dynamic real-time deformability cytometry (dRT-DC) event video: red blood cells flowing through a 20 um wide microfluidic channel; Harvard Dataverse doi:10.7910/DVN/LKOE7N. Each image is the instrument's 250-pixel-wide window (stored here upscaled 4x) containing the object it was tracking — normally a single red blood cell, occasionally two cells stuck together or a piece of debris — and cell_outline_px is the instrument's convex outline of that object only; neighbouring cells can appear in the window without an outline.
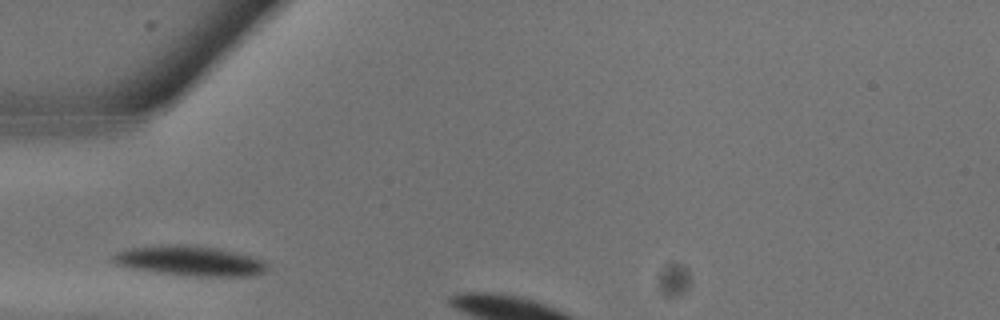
{"species": "common noctule bat (a hibernating species)", "species_latin": "Nyctalus noctula", "temperature_condition": "warm", "stored_images_in_passage": 4, "camera_frame_rate_fps": 3000, "um_per_image_px": 0.085, "animal": {"sex": "male", "body_mass_g": 13.3}, "frame": {"image": 1, "passage_image": 2, "time_ms": 0.333, "image_size_px": [1000, 320], "cell_outline_px": [[268, 268], [264, 272], [248, 276], [196, 276], [124, 268], [116, 264], [112, 260], [112, 256], [116, 252], [124, 248], [164, 244], [188, 244], [216, 248], [256, 256], [264, 260], [268, 264]], "centroid_in_image_um": [16.12, 22.15], "position_along_channel_um": 68.9, "area_um2": 27.34}}